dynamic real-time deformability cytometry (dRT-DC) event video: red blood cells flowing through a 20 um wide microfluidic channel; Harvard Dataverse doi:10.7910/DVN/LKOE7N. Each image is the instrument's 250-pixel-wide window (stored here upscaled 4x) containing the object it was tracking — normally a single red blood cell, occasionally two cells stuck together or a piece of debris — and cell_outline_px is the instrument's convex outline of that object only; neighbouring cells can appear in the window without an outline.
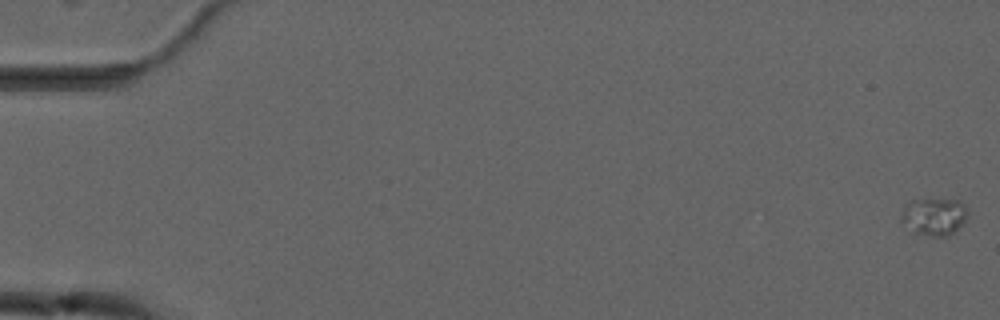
{"species": "common noctule bat (a hibernating species)", "species_latin": "Nyctalus noctula", "temperature_condition": "cold", "stored_images_in_passage": 9, "camera_frame_rate_fps": 3000, "um_per_image_px": 0.085, "animal": {"sex": "male", "forearm_length_mm": 52.5}, "frame": {"image": 1, "passage_image": 1, "time_ms": 0.0, "image_size_px": [1000, 320], "cell_outline_px": [[968, 212], [964, 220], [948, 236], [928, 236], [912, 232], [900, 220], [900, 216], [904, 204], [912, 200], [960, 200], [964, 204]], "centroid_in_image_um": [79.34, 18.4], "position_along_channel_um": 5.7, "area_um2": 14.39}}